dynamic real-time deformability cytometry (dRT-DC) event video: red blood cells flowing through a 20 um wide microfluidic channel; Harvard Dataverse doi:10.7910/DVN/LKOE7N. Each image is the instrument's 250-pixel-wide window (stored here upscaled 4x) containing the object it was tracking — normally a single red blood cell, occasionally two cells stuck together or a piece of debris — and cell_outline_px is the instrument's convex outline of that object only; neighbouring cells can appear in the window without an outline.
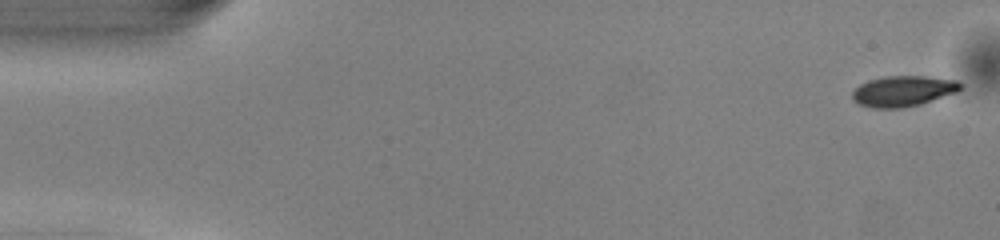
{"species": "common noctule bat (a hibernating species)", "species_latin": "Nyctalus noctula", "temperature_condition": "warm", "stored_images_in_passage": 50, "camera_frame_rate_fps": 3000, "um_per_image_px": 0.085, "animal": {"sex": "male", "body_mass_g": 13.0, "forearm_length_mm": 53.1}, "frame": {"image": 1, "passage_image": 1, "time_ms": 0.0, "image_size_px": [1000, 240], "cell_outline_px": [[964, 88], [956, 92], [920, 104], [904, 108], [872, 108], [860, 104], [852, 100], [852, 92], [860, 84], [868, 80], [884, 76], [928, 76], [956, 80], [964, 84]], "centroid_in_image_um": [76.78, 7.73], "position_along_channel_um": 8.2, "area_um2": 19.48}}
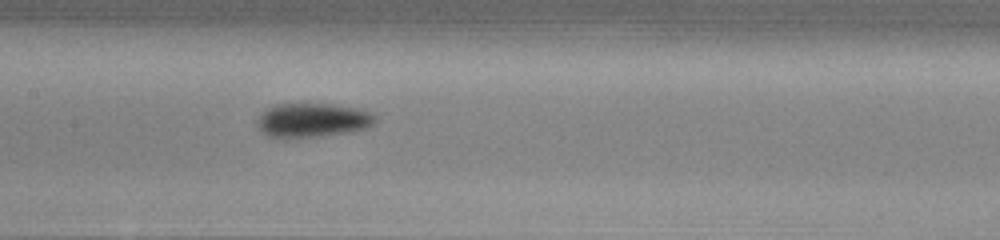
{"frame": {"image": 2, "passage_image": 24, "time_ms": 7.667, "image_size_px": [1000, 240], "cell_outline_px": [[376, 120], [368, 128], [352, 132], [320, 136], [268, 136], [256, 124], [256, 120], [268, 108], [276, 104], [296, 100], [332, 104], [364, 108], [376, 116]], "centroid_in_image_um": [26.62, 10.14], "position_along_channel_um": 180.8, "area_um2": 24.04}}
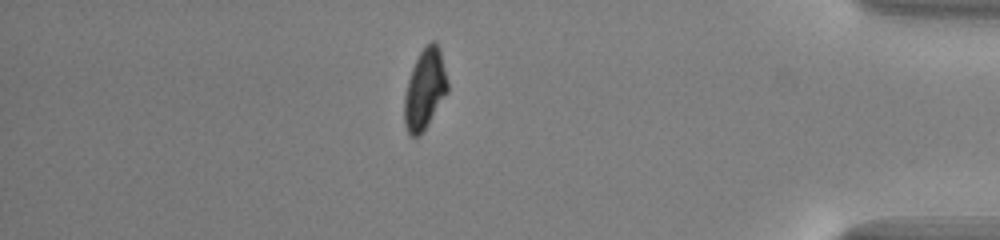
{"frame": {"image": 3, "passage_image": 43, "time_ms": 14.0, "image_size_px": [1000, 240], "cell_outline_px": [[448, 92], [424, 132], [420, 136], [412, 136], [408, 132], [404, 124], [404, 96], [408, 80], [412, 68], [420, 52], [432, 40], [436, 40], [440, 48], [448, 80]], "centroid_in_image_um": [36.13, 7.6], "position_along_channel_um": 399.1, "area_um2": 20.46}, "authors_computed_cell_mechanics": {"area_um2": 21.1259, "velocity_mm_per_s": 4.0871, "shape_relaxation_time_tau1_ms": 2.4244, "shape_relaxation_time_tau2_ms": 9.3409, "deformation_change_tau1": 0.1426, "deformation_change_tau2": 0.1207}}